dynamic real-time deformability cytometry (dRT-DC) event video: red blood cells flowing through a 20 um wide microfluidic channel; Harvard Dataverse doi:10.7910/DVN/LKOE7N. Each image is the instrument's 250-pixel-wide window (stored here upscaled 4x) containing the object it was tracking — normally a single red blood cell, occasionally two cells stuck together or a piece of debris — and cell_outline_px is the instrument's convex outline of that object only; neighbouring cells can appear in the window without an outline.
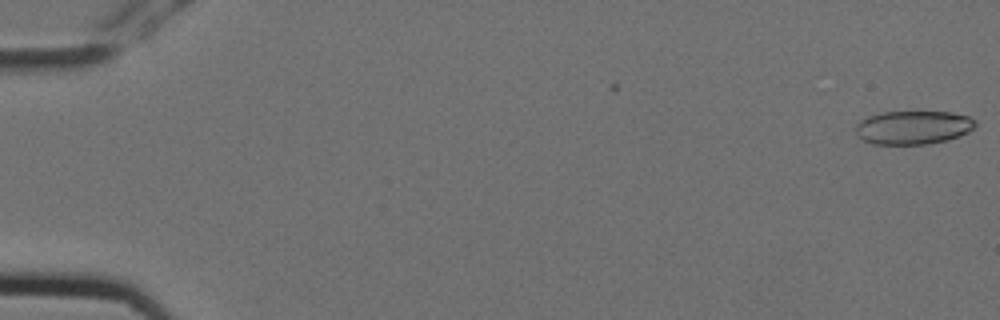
{"species": "Egyptian fruit bat (a non-hibernating species)", "species_latin": "Rousettus aegyptiacus", "temperature_condition": "cold", "stored_images_in_passage": 2, "camera_frame_rate_fps": 3000, "um_per_image_px": 0.085, "animal": {"sex": "female"}, "frame": {"image": 1, "passage_image": 2, "time_ms": 0.333, "image_size_px": [1000, 320], "cell_outline_px": [[976, 128], [960, 136], [928, 144], [872, 144], [864, 140], [856, 132], [856, 124], [860, 120], [868, 116], [880, 112], [952, 112], [968, 116], [976, 120]], "centroid_in_image_um": [77.64, 10.83], "position_along_channel_um": 7.4, "area_um2": 23.47}}